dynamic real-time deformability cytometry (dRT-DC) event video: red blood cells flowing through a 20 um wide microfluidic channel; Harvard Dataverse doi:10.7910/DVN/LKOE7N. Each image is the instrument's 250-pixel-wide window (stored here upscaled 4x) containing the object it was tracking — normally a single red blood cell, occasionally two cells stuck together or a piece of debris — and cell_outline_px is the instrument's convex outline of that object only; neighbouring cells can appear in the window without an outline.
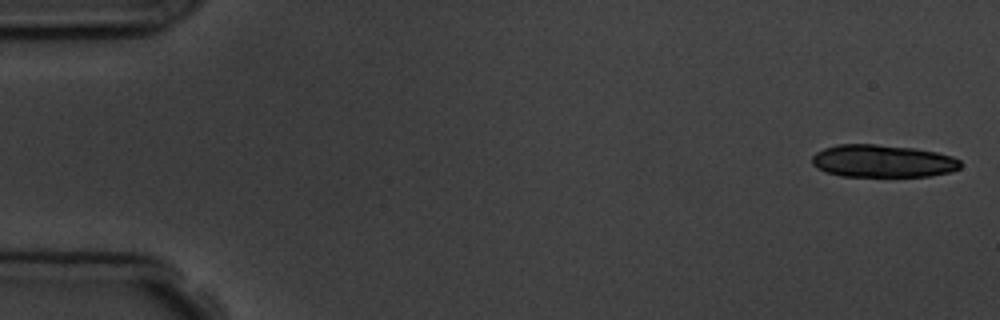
{"species": "common noctule bat (a hibernating species)", "species_latin": "Nyctalus noctula", "temperature_condition": "room temperature", "stored_images_in_passage": 6, "camera_frame_rate_fps": 3000, "um_per_image_px": 0.085, "animal": {"sex": "male", "body_mass_g": 19.5, "forearm_length_mm": 54.6}, "frame": {"image": 1, "passage_image": 1, "time_ms": 0.0, "image_size_px": [1000, 320], "cell_outline_px": [[960, 168], [948, 172], [928, 176], [840, 176], [816, 168], [812, 164], [812, 156], [816, 152], [824, 148], [836, 144], [876, 144], [916, 148], [936, 152], [952, 156], [960, 160]], "centroid_in_image_um": [75.0, 13.68], "position_along_channel_um": 10.0, "area_um2": 28.21}}
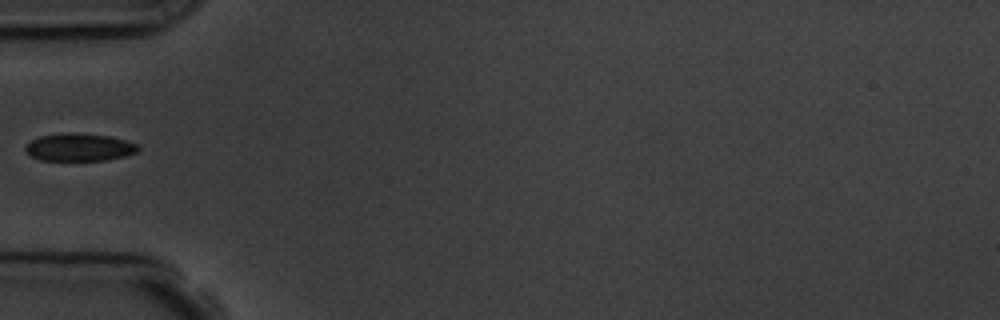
{"frame": {"image": 2, "passage_image": 6, "time_ms": 5.667, "image_size_px": [1000, 320], "cell_outline_px": [[140, 148], [136, 152], [124, 156], [108, 160], [40, 160], [32, 156], [24, 148], [32, 140], [40, 136], [68, 132], [72, 132], [108, 136], [124, 140], [136, 144]], "centroid_in_image_um": [6.74, 12.51], "position_along_channel_um": 78.3, "area_um2": 17.92}}